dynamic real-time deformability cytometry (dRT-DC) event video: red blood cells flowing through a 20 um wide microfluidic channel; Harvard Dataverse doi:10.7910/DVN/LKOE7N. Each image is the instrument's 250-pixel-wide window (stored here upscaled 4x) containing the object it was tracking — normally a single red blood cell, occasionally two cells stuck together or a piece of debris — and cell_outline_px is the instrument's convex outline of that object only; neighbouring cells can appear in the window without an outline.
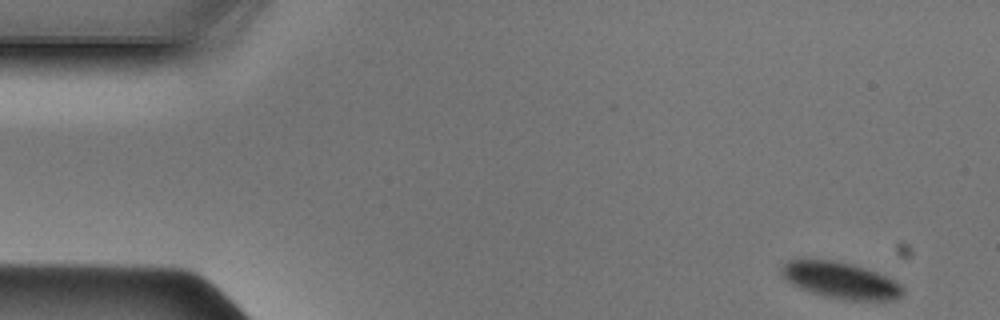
{"species": "Egyptian fruit bat (a non-hibernating species)", "species_latin": "Rousettus aegyptiacus", "temperature_condition": "cold", "stored_images_in_passage": 47, "camera_frame_rate_fps": 3000, "um_per_image_px": 0.085, "animal": {"sex": "male"}, "frame": {"image": 1, "passage_image": 1, "time_ms": 0.0, "image_size_px": [1000, 320], "cell_outline_px": [[904, 292], [900, 296], [892, 300], [844, 300], [824, 296], [800, 288], [792, 284], [784, 276], [784, 264], [788, 260], [832, 260], [852, 264], [876, 272], [900, 284]], "centroid_in_image_um": [71.48, 23.84], "position_along_channel_um": 13.5, "area_um2": 25.09}}
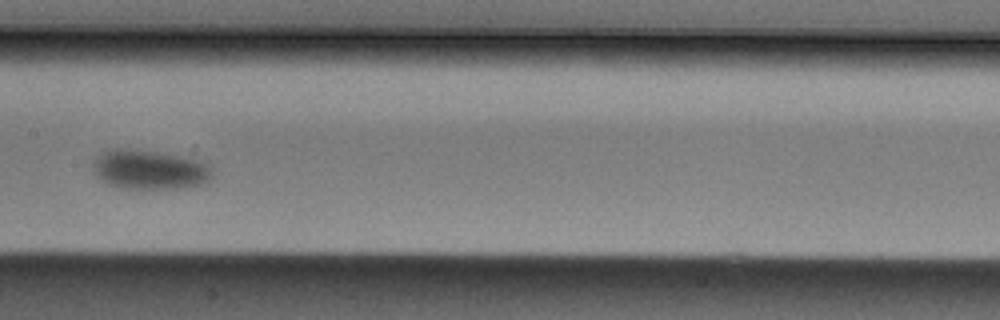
{"frame": {"image": 2, "passage_image": 22, "time_ms": 7.0, "image_size_px": [1000, 320], "cell_outline_px": [[212, 176], [204, 184], [188, 188], [124, 188], [108, 184], [96, 176], [92, 168], [92, 160], [100, 152], [108, 148], [136, 148], [188, 156], [204, 160], [212, 168]], "centroid_in_image_um": [12.72, 14.37], "position_along_channel_um": 194.7, "area_um2": 28.44}}
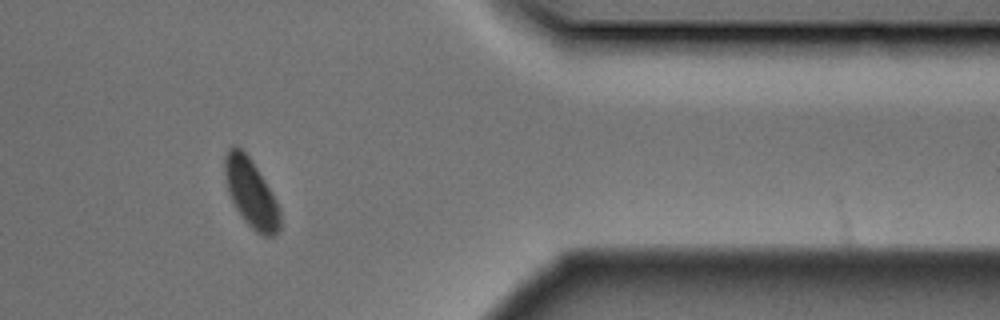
{"frame": {"image": 3, "passage_image": 38, "time_ms": 12.333, "image_size_px": [1000, 320], "cell_outline_px": [[280, 232], [276, 236], [264, 236], [256, 232], [244, 220], [236, 208], [228, 192], [224, 176], [224, 156], [228, 148], [232, 144], [236, 144], [248, 156], [272, 192], [280, 208]], "centroid_in_image_um": [21.33, 16.42], "position_along_channel_um": 390.1, "area_um2": 22.08}}